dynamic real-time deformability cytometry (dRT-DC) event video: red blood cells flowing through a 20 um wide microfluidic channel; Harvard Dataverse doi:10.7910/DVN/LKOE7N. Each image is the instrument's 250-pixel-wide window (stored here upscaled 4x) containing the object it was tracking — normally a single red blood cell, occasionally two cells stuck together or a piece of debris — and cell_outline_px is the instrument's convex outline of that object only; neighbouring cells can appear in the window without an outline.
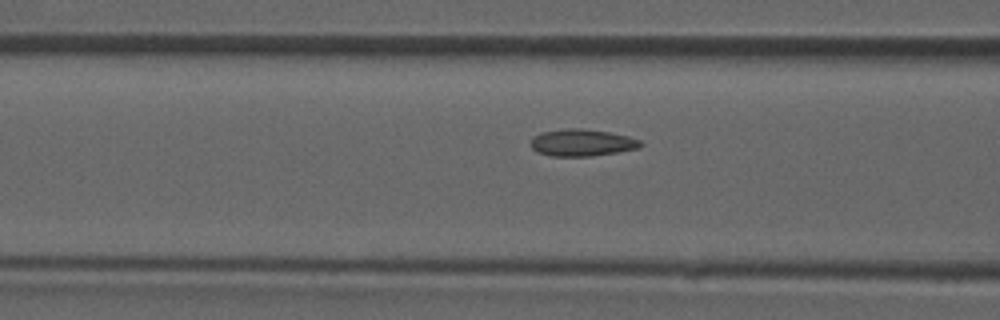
{"species": "common noctule bat (a hibernating species)", "species_latin": "Nyctalus noctula", "temperature_condition": "room temperature", "stored_images_in_passage": 12, "camera_frame_rate_fps": 3000, "um_per_image_px": 0.085, "animal": {"sex": "male", "forearm_length_mm": 52.5}, "frame": {"image": 1, "passage_image": 4, "time_ms": 1.0, "image_size_px": [1000, 320], "cell_outline_px": [[644, 144], [640, 148], [592, 156], [552, 156], [536, 152], [528, 144], [532, 136], [540, 132], [564, 128], [580, 128], [608, 132], [628, 136], [640, 140]], "centroid_in_image_um": [49.41, 12.12], "position_along_channel_um": 117.2, "area_um2": 17.51}}
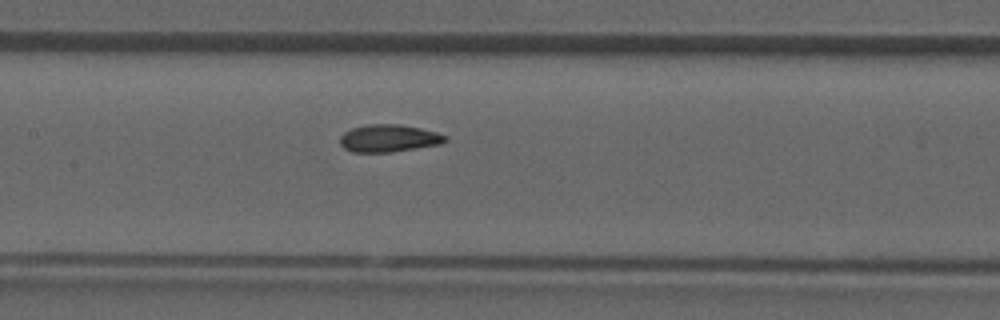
{"frame": {"image": 2, "passage_image": 8, "time_ms": 2.333, "image_size_px": [1000, 320], "cell_outline_px": [[448, 140], [440, 144], [392, 152], [352, 152], [344, 148], [340, 144], [340, 136], [344, 132], [352, 128], [368, 124], [400, 124], [420, 128], [436, 132], [448, 136]], "centroid_in_image_um": [33.05, 11.75], "position_along_channel_um": 174.4, "area_um2": 16.88}}